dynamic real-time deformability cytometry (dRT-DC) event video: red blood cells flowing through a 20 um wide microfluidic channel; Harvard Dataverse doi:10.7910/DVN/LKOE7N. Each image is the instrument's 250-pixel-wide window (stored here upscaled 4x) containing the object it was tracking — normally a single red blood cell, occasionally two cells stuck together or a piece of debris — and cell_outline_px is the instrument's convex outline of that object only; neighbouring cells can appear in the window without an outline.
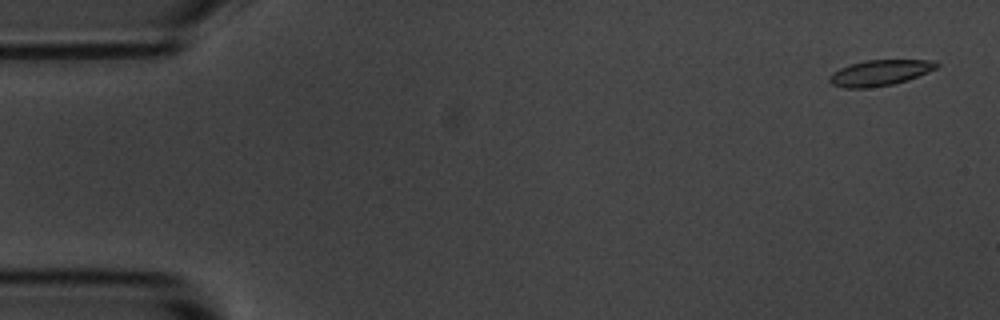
{"species": "common noctule bat (a hibernating species)", "species_latin": "Nyctalus noctula", "temperature_condition": "room temperature", "stored_images_in_passage": 6, "camera_frame_rate_fps": 3000, "um_per_image_px": 0.085, "animal": {"sex": "male", "body_mass_g": 20.1, "forearm_length_mm": 53.5}, "frame": {"image": 1, "passage_image": 1, "time_ms": 0.0, "image_size_px": [1000, 320], "cell_outline_px": [[940, 64], [936, 68], [928, 72], [908, 80], [892, 84], [864, 88], [844, 88], [832, 84], [828, 80], [828, 76], [832, 72], [840, 68], [864, 60], [936, 60]], "centroid_in_image_um": [74.78, 6.18], "position_along_channel_um": 10.2, "area_um2": 16.07}}
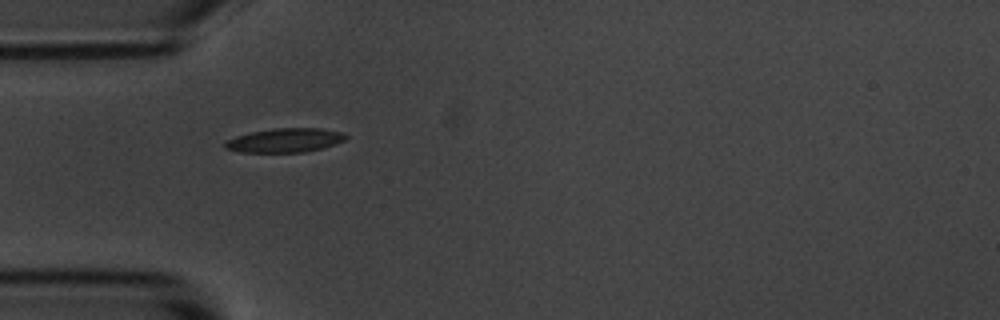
{"frame": {"image": 2, "passage_image": 5, "time_ms": 4.667, "image_size_px": [1000, 320], "cell_outline_px": [[348, 136], [344, 140], [336, 144], [304, 152], [240, 152], [224, 148], [224, 140], [236, 136], [252, 132], [272, 128], [320, 128], [344, 132]], "centroid_in_image_um": [24.21, 11.92], "position_along_channel_um": 60.8, "area_um2": 16.99}}